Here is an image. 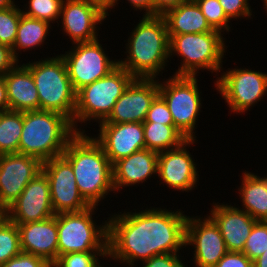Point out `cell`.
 I'll list each match as a JSON object with an SVG mask.
<instances>
[{
  "label": "cell",
  "instance_id": "48",
  "mask_svg": "<svg viewBox=\"0 0 267 267\" xmlns=\"http://www.w3.org/2000/svg\"><path fill=\"white\" fill-rule=\"evenodd\" d=\"M263 2H264V7H265V9H266V11H267V0H262ZM267 13V12H266Z\"/></svg>",
  "mask_w": 267,
  "mask_h": 267
},
{
  "label": "cell",
  "instance_id": "22",
  "mask_svg": "<svg viewBox=\"0 0 267 267\" xmlns=\"http://www.w3.org/2000/svg\"><path fill=\"white\" fill-rule=\"evenodd\" d=\"M158 153L142 149L113 164L114 191L140 184L157 175Z\"/></svg>",
  "mask_w": 267,
  "mask_h": 267
},
{
  "label": "cell",
  "instance_id": "11",
  "mask_svg": "<svg viewBox=\"0 0 267 267\" xmlns=\"http://www.w3.org/2000/svg\"><path fill=\"white\" fill-rule=\"evenodd\" d=\"M216 89L233 113H243L267 94V73L229 69L216 80Z\"/></svg>",
  "mask_w": 267,
  "mask_h": 267
},
{
  "label": "cell",
  "instance_id": "28",
  "mask_svg": "<svg viewBox=\"0 0 267 267\" xmlns=\"http://www.w3.org/2000/svg\"><path fill=\"white\" fill-rule=\"evenodd\" d=\"M23 112L0 111V155L19 153Z\"/></svg>",
  "mask_w": 267,
  "mask_h": 267
},
{
  "label": "cell",
  "instance_id": "8",
  "mask_svg": "<svg viewBox=\"0 0 267 267\" xmlns=\"http://www.w3.org/2000/svg\"><path fill=\"white\" fill-rule=\"evenodd\" d=\"M94 209L96 206L57 214L58 257L74 252H108V222L96 225Z\"/></svg>",
  "mask_w": 267,
  "mask_h": 267
},
{
  "label": "cell",
  "instance_id": "49",
  "mask_svg": "<svg viewBox=\"0 0 267 267\" xmlns=\"http://www.w3.org/2000/svg\"><path fill=\"white\" fill-rule=\"evenodd\" d=\"M93 267H103L102 265H100V263H97L95 266Z\"/></svg>",
  "mask_w": 267,
  "mask_h": 267
},
{
  "label": "cell",
  "instance_id": "41",
  "mask_svg": "<svg viewBox=\"0 0 267 267\" xmlns=\"http://www.w3.org/2000/svg\"><path fill=\"white\" fill-rule=\"evenodd\" d=\"M187 0H153V16L163 15L167 10L177 7Z\"/></svg>",
  "mask_w": 267,
  "mask_h": 267
},
{
  "label": "cell",
  "instance_id": "29",
  "mask_svg": "<svg viewBox=\"0 0 267 267\" xmlns=\"http://www.w3.org/2000/svg\"><path fill=\"white\" fill-rule=\"evenodd\" d=\"M21 252L18 227L5 216L0 220V266Z\"/></svg>",
  "mask_w": 267,
  "mask_h": 267
},
{
  "label": "cell",
  "instance_id": "35",
  "mask_svg": "<svg viewBox=\"0 0 267 267\" xmlns=\"http://www.w3.org/2000/svg\"><path fill=\"white\" fill-rule=\"evenodd\" d=\"M144 122L174 125L171 112L166 102L159 94L152 101Z\"/></svg>",
  "mask_w": 267,
  "mask_h": 267
},
{
  "label": "cell",
  "instance_id": "47",
  "mask_svg": "<svg viewBox=\"0 0 267 267\" xmlns=\"http://www.w3.org/2000/svg\"><path fill=\"white\" fill-rule=\"evenodd\" d=\"M5 217V210L4 208L0 205V220Z\"/></svg>",
  "mask_w": 267,
  "mask_h": 267
},
{
  "label": "cell",
  "instance_id": "19",
  "mask_svg": "<svg viewBox=\"0 0 267 267\" xmlns=\"http://www.w3.org/2000/svg\"><path fill=\"white\" fill-rule=\"evenodd\" d=\"M99 124L100 133L94 139L102 146L112 165L119 159L146 148L142 123Z\"/></svg>",
  "mask_w": 267,
  "mask_h": 267
},
{
  "label": "cell",
  "instance_id": "10",
  "mask_svg": "<svg viewBox=\"0 0 267 267\" xmlns=\"http://www.w3.org/2000/svg\"><path fill=\"white\" fill-rule=\"evenodd\" d=\"M99 42L97 39L75 43L73 49L61 55L76 93L81 88L103 78L119 65V61H113L108 57Z\"/></svg>",
  "mask_w": 267,
  "mask_h": 267
},
{
  "label": "cell",
  "instance_id": "46",
  "mask_svg": "<svg viewBox=\"0 0 267 267\" xmlns=\"http://www.w3.org/2000/svg\"><path fill=\"white\" fill-rule=\"evenodd\" d=\"M15 4L14 0H0V10L12 7Z\"/></svg>",
  "mask_w": 267,
  "mask_h": 267
},
{
  "label": "cell",
  "instance_id": "1",
  "mask_svg": "<svg viewBox=\"0 0 267 267\" xmlns=\"http://www.w3.org/2000/svg\"><path fill=\"white\" fill-rule=\"evenodd\" d=\"M180 209L172 211L147 208L140 212L112 215L108 222V257L134 267L166 253H180L185 248L188 216ZM185 246V247H182ZM139 259V260H138Z\"/></svg>",
  "mask_w": 267,
  "mask_h": 267
},
{
  "label": "cell",
  "instance_id": "7",
  "mask_svg": "<svg viewBox=\"0 0 267 267\" xmlns=\"http://www.w3.org/2000/svg\"><path fill=\"white\" fill-rule=\"evenodd\" d=\"M222 35L221 32L213 30L172 36L169 55H178L183 60L174 76H197L199 69L220 73L227 49Z\"/></svg>",
  "mask_w": 267,
  "mask_h": 267
},
{
  "label": "cell",
  "instance_id": "45",
  "mask_svg": "<svg viewBox=\"0 0 267 267\" xmlns=\"http://www.w3.org/2000/svg\"><path fill=\"white\" fill-rule=\"evenodd\" d=\"M253 267H267V250L253 261Z\"/></svg>",
  "mask_w": 267,
  "mask_h": 267
},
{
  "label": "cell",
  "instance_id": "5",
  "mask_svg": "<svg viewBox=\"0 0 267 267\" xmlns=\"http://www.w3.org/2000/svg\"><path fill=\"white\" fill-rule=\"evenodd\" d=\"M24 65L34 78L39 96V110L55 111L73 121L76 92L61 54Z\"/></svg>",
  "mask_w": 267,
  "mask_h": 267
},
{
  "label": "cell",
  "instance_id": "25",
  "mask_svg": "<svg viewBox=\"0 0 267 267\" xmlns=\"http://www.w3.org/2000/svg\"><path fill=\"white\" fill-rule=\"evenodd\" d=\"M239 189L243 208L257 221H267V182L251 172H243Z\"/></svg>",
  "mask_w": 267,
  "mask_h": 267
},
{
  "label": "cell",
  "instance_id": "43",
  "mask_svg": "<svg viewBox=\"0 0 267 267\" xmlns=\"http://www.w3.org/2000/svg\"><path fill=\"white\" fill-rule=\"evenodd\" d=\"M9 110L7 88L2 75H0V111Z\"/></svg>",
  "mask_w": 267,
  "mask_h": 267
},
{
  "label": "cell",
  "instance_id": "27",
  "mask_svg": "<svg viewBox=\"0 0 267 267\" xmlns=\"http://www.w3.org/2000/svg\"><path fill=\"white\" fill-rule=\"evenodd\" d=\"M146 149L160 153L179 147L184 135L174 126L155 122H143Z\"/></svg>",
  "mask_w": 267,
  "mask_h": 267
},
{
  "label": "cell",
  "instance_id": "18",
  "mask_svg": "<svg viewBox=\"0 0 267 267\" xmlns=\"http://www.w3.org/2000/svg\"><path fill=\"white\" fill-rule=\"evenodd\" d=\"M107 14L98 5L85 0H64L60 14L62 27L72 44L98 39L97 24H102Z\"/></svg>",
  "mask_w": 267,
  "mask_h": 267
},
{
  "label": "cell",
  "instance_id": "44",
  "mask_svg": "<svg viewBox=\"0 0 267 267\" xmlns=\"http://www.w3.org/2000/svg\"><path fill=\"white\" fill-rule=\"evenodd\" d=\"M98 5L103 11L108 14V10L113 8L115 0H85Z\"/></svg>",
  "mask_w": 267,
  "mask_h": 267
},
{
  "label": "cell",
  "instance_id": "26",
  "mask_svg": "<svg viewBox=\"0 0 267 267\" xmlns=\"http://www.w3.org/2000/svg\"><path fill=\"white\" fill-rule=\"evenodd\" d=\"M51 24L47 21L21 15L17 28V36L12 47L14 57L19 61V52L34 49L44 43L50 33ZM18 52V53H16Z\"/></svg>",
  "mask_w": 267,
  "mask_h": 267
},
{
  "label": "cell",
  "instance_id": "36",
  "mask_svg": "<svg viewBox=\"0 0 267 267\" xmlns=\"http://www.w3.org/2000/svg\"><path fill=\"white\" fill-rule=\"evenodd\" d=\"M249 0H219L226 16L232 20L239 17H251L252 11L248 3Z\"/></svg>",
  "mask_w": 267,
  "mask_h": 267
},
{
  "label": "cell",
  "instance_id": "2",
  "mask_svg": "<svg viewBox=\"0 0 267 267\" xmlns=\"http://www.w3.org/2000/svg\"><path fill=\"white\" fill-rule=\"evenodd\" d=\"M62 156L71 164L78 190L91 206H98L114 191L113 165L94 137L78 132Z\"/></svg>",
  "mask_w": 267,
  "mask_h": 267
},
{
  "label": "cell",
  "instance_id": "31",
  "mask_svg": "<svg viewBox=\"0 0 267 267\" xmlns=\"http://www.w3.org/2000/svg\"><path fill=\"white\" fill-rule=\"evenodd\" d=\"M13 5L10 8L0 10V43L13 47L16 36L17 28L22 15V10Z\"/></svg>",
  "mask_w": 267,
  "mask_h": 267
},
{
  "label": "cell",
  "instance_id": "17",
  "mask_svg": "<svg viewBox=\"0 0 267 267\" xmlns=\"http://www.w3.org/2000/svg\"><path fill=\"white\" fill-rule=\"evenodd\" d=\"M196 139H187L179 147L158 153L157 176L174 190L190 191L199 179L196 163L186 149ZM189 144V145H188Z\"/></svg>",
  "mask_w": 267,
  "mask_h": 267
},
{
  "label": "cell",
  "instance_id": "30",
  "mask_svg": "<svg viewBox=\"0 0 267 267\" xmlns=\"http://www.w3.org/2000/svg\"><path fill=\"white\" fill-rule=\"evenodd\" d=\"M63 2L64 0H29L28 10L22 9L21 12L27 17L53 23L60 19Z\"/></svg>",
  "mask_w": 267,
  "mask_h": 267
},
{
  "label": "cell",
  "instance_id": "12",
  "mask_svg": "<svg viewBox=\"0 0 267 267\" xmlns=\"http://www.w3.org/2000/svg\"><path fill=\"white\" fill-rule=\"evenodd\" d=\"M42 172L49 181L51 203L55 215L80 212L91 206L80 194L72 166L63 156L43 162Z\"/></svg>",
  "mask_w": 267,
  "mask_h": 267
},
{
  "label": "cell",
  "instance_id": "39",
  "mask_svg": "<svg viewBox=\"0 0 267 267\" xmlns=\"http://www.w3.org/2000/svg\"><path fill=\"white\" fill-rule=\"evenodd\" d=\"M215 267H253V261L243 252H227Z\"/></svg>",
  "mask_w": 267,
  "mask_h": 267
},
{
  "label": "cell",
  "instance_id": "4",
  "mask_svg": "<svg viewBox=\"0 0 267 267\" xmlns=\"http://www.w3.org/2000/svg\"><path fill=\"white\" fill-rule=\"evenodd\" d=\"M77 133L72 121L61 113L24 111L19 153L46 162L62 156L68 142Z\"/></svg>",
  "mask_w": 267,
  "mask_h": 267
},
{
  "label": "cell",
  "instance_id": "14",
  "mask_svg": "<svg viewBox=\"0 0 267 267\" xmlns=\"http://www.w3.org/2000/svg\"><path fill=\"white\" fill-rule=\"evenodd\" d=\"M158 81L155 78H134L109 116L100 123H143L152 101L159 94Z\"/></svg>",
  "mask_w": 267,
  "mask_h": 267
},
{
  "label": "cell",
  "instance_id": "33",
  "mask_svg": "<svg viewBox=\"0 0 267 267\" xmlns=\"http://www.w3.org/2000/svg\"><path fill=\"white\" fill-rule=\"evenodd\" d=\"M267 250V221H257L243 248V253L254 261Z\"/></svg>",
  "mask_w": 267,
  "mask_h": 267
},
{
  "label": "cell",
  "instance_id": "3",
  "mask_svg": "<svg viewBox=\"0 0 267 267\" xmlns=\"http://www.w3.org/2000/svg\"><path fill=\"white\" fill-rule=\"evenodd\" d=\"M167 24L162 15L144 16L126 43L127 58L119 61L134 78L156 77L170 59ZM166 64V65H165Z\"/></svg>",
  "mask_w": 267,
  "mask_h": 267
},
{
  "label": "cell",
  "instance_id": "34",
  "mask_svg": "<svg viewBox=\"0 0 267 267\" xmlns=\"http://www.w3.org/2000/svg\"><path fill=\"white\" fill-rule=\"evenodd\" d=\"M99 257L107 258L108 252H74L60 255L51 267H93Z\"/></svg>",
  "mask_w": 267,
  "mask_h": 267
},
{
  "label": "cell",
  "instance_id": "42",
  "mask_svg": "<svg viewBox=\"0 0 267 267\" xmlns=\"http://www.w3.org/2000/svg\"><path fill=\"white\" fill-rule=\"evenodd\" d=\"M119 0H115L114 1V5L113 7L118 4ZM128 2H130L131 6H133L132 8H135V10H140V12L142 10H144L145 14L144 16H153V0H127Z\"/></svg>",
  "mask_w": 267,
  "mask_h": 267
},
{
  "label": "cell",
  "instance_id": "38",
  "mask_svg": "<svg viewBox=\"0 0 267 267\" xmlns=\"http://www.w3.org/2000/svg\"><path fill=\"white\" fill-rule=\"evenodd\" d=\"M141 263H143V267H187L177 253L156 255Z\"/></svg>",
  "mask_w": 267,
  "mask_h": 267
},
{
  "label": "cell",
  "instance_id": "37",
  "mask_svg": "<svg viewBox=\"0 0 267 267\" xmlns=\"http://www.w3.org/2000/svg\"><path fill=\"white\" fill-rule=\"evenodd\" d=\"M0 267H51L43 258L21 252Z\"/></svg>",
  "mask_w": 267,
  "mask_h": 267
},
{
  "label": "cell",
  "instance_id": "15",
  "mask_svg": "<svg viewBox=\"0 0 267 267\" xmlns=\"http://www.w3.org/2000/svg\"><path fill=\"white\" fill-rule=\"evenodd\" d=\"M202 219L188 216L185 245L194 247L196 267H215L228 250L215 222L209 216Z\"/></svg>",
  "mask_w": 267,
  "mask_h": 267
},
{
  "label": "cell",
  "instance_id": "6",
  "mask_svg": "<svg viewBox=\"0 0 267 267\" xmlns=\"http://www.w3.org/2000/svg\"><path fill=\"white\" fill-rule=\"evenodd\" d=\"M133 79L134 77L126 69L118 65L103 78L81 88L76 93V108L72 121L75 130L85 132L81 131L80 127L77 128L78 121L79 123L91 120H97L98 123L104 121Z\"/></svg>",
  "mask_w": 267,
  "mask_h": 267
},
{
  "label": "cell",
  "instance_id": "9",
  "mask_svg": "<svg viewBox=\"0 0 267 267\" xmlns=\"http://www.w3.org/2000/svg\"><path fill=\"white\" fill-rule=\"evenodd\" d=\"M159 83V95L171 112L174 126L186 139H196L194 128L201 111L200 88L196 76H170Z\"/></svg>",
  "mask_w": 267,
  "mask_h": 267
},
{
  "label": "cell",
  "instance_id": "23",
  "mask_svg": "<svg viewBox=\"0 0 267 267\" xmlns=\"http://www.w3.org/2000/svg\"><path fill=\"white\" fill-rule=\"evenodd\" d=\"M9 110L32 111L39 110V96L34 78L30 70L18 63L3 75Z\"/></svg>",
  "mask_w": 267,
  "mask_h": 267
},
{
  "label": "cell",
  "instance_id": "16",
  "mask_svg": "<svg viewBox=\"0 0 267 267\" xmlns=\"http://www.w3.org/2000/svg\"><path fill=\"white\" fill-rule=\"evenodd\" d=\"M42 162L20 153L0 155V205L6 210L42 172Z\"/></svg>",
  "mask_w": 267,
  "mask_h": 267
},
{
  "label": "cell",
  "instance_id": "40",
  "mask_svg": "<svg viewBox=\"0 0 267 267\" xmlns=\"http://www.w3.org/2000/svg\"><path fill=\"white\" fill-rule=\"evenodd\" d=\"M18 62L12 53V48L0 43V75L3 76Z\"/></svg>",
  "mask_w": 267,
  "mask_h": 267
},
{
  "label": "cell",
  "instance_id": "24",
  "mask_svg": "<svg viewBox=\"0 0 267 267\" xmlns=\"http://www.w3.org/2000/svg\"><path fill=\"white\" fill-rule=\"evenodd\" d=\"M162 16L167 24L169 39L174 35L213 31L194 0H187L173 7Z\"/></svg>",
  "mask_w": 267,
  "mask_h": 267
},
{
  "label": "cell",
  "instance_id": "21",
  "mask_svg": "<svg viewBox=\"0 0 267 267\" xmlns=\"http://www.w3.org/2000/svg\"><path fill=\"white\" fill-rule=\"evenodd\" d=\"M211 216L218 226L228 252H243L250 232L257 222L246 211L227 204L212 205Z\"/></svg>",
  "mask_w": 267,
  "mask_h": 267
},
{
  "label": "cell",
  "instance_id": "32",
  "mask_svg": "<svg viewBox=\"0 0 267 267\" xmlns=\"http://www.w3.org/2000/svg\"><path fill=\"white\" fill-rule=\"evenodd\" d=\"M200 7L201 12L206 18L207 23L213 30L230 31V19L226 16L219 0H194Z\"/></svg>",
  "mask_w": 267,
  "mask_h": 267
},
{
  "label": "cell",
  "instance_id": "13",
  "mask_svg": "<svg viewBox=\"0 0 267 267\" xmlns=\"http://www.w3.org/2000/svg\"><path fill=\"white\" fill-rule=\"evenodd\" d=\"M54 215L49 181L43 172L33 178L5 210V216L16 225L45 220Z\"/></svg>",
  "mask_w": 267,
  "mask_h": 267
},
{
  "label": "cell",
  "instance_id": "20",
  "mask_svg": "<svg viewBox=\"0 0 267 267\" xmlns=\"http://www.w3.org/2000/svg\"><path fill=\"white\" fill-rule=\"evenodd\" d=\"M24 253L43 258L52 265L58 258L57 214L45 220L17 225Z\"/></svg>",
  "mask_w": 267,
  "mask_h": 267
}]
</instances>
